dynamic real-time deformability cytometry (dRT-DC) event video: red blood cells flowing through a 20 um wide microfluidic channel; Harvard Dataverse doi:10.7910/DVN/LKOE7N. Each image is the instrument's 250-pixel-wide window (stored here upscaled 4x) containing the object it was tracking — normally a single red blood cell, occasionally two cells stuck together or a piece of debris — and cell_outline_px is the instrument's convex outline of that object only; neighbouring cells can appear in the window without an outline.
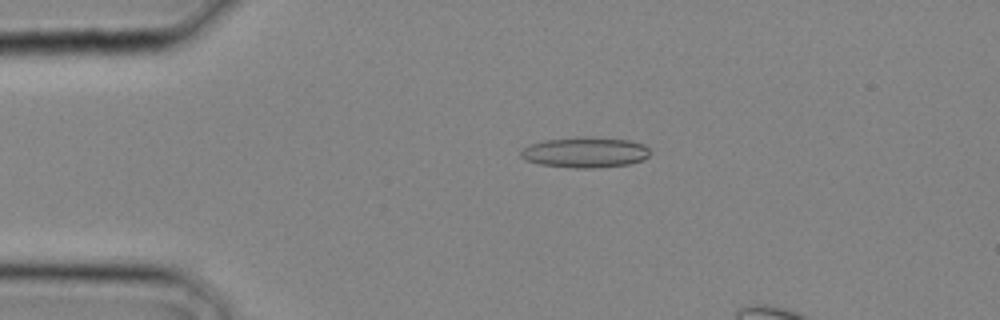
{"species": "common noctule bat (a hibernating species)", "species_latin": "Nyctalus noctula", "temperature_condition": "cold", "stored_images_in_passage": 7, "camera_frame_rate_fps": 3000, "um_per_image_px": 0.085, "animal": {"sex": "male", "body_mass_g": 20.4}, "frame": {"image": 1, "passage_image": 4, "time_ms": 1.0, "image_size_px": [1000, 320], "cell_outline_px": [[648, 156], [644, 160], [628, 164], [596, 168], [572, 168], [540, 164], [524, 160], [520, 156], [520, 152], [528, 144], [544, 140], [576, 136], [588, 136], [628, 140], [644, 144], [648, 148]], "centroid_in_image_um": [49.7, 12.94], "position_along_channel_um": 35.3, "area_um2": 23.29}}